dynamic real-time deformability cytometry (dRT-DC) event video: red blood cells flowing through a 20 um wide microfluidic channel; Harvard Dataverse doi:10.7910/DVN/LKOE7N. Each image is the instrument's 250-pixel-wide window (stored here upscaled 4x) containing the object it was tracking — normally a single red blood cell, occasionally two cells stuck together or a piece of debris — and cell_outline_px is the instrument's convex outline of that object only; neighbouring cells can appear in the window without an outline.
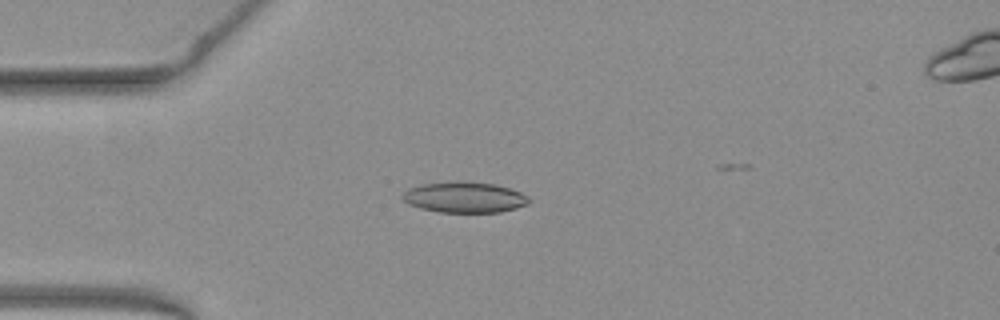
{"species": "common noctule bat (a hibernating species)", "species_latin": "Nyctalus noctula", "temperature_condition": "warm", "stored_images_in_passage": 43, "camera_frame_rate_fps": 3000, "um_per_image_px": 0.085, "animal": {"sex": "female", "body_mass_g": 19.3, "forearm_length_mm": 54.1}, "frame": {"image": 1, "passage_image": 11, "time_ms": 3.333, "image_size_px": [1000, 320], "cell_outline_px": [[532, 200], [528, 204], [516, 208], [500, 212], [440, 212], [420, 208], [408, 204], [400, 196], [408, 188], [424, 184], [492, 184], [508, 188], [520, 192], [528, 196]], "centroid_in_image_um": [39.5, 16.82], "position_along_channel_um": 45.5, "area_um2": 21.73}}
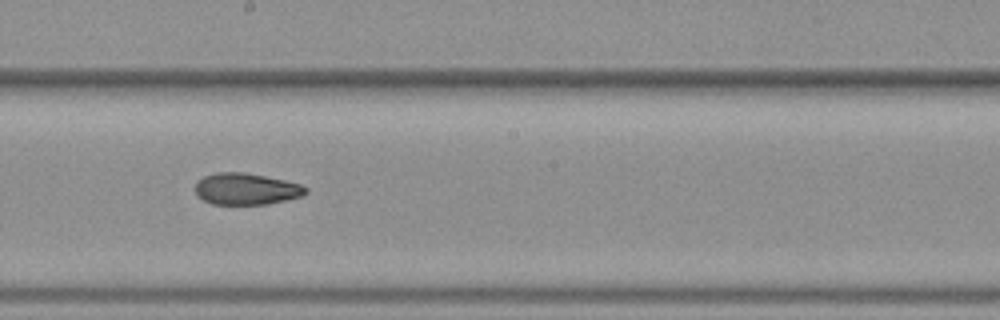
{"frame": {"image": 2, "passage_image": 26, "time_ms": 8.333, "image_size_px": [1000, 320], "cell_outline_px": [[308, 192], [300, 196], [268, 204], [212, 204], [196, 196], [196, 184], [204, 176], [216, 172], [244, 172], [284, 180], [300, 184], [308, 188]], "centroid_in_image_um": [20.91, 16.06], "position_along_channel_um": 227.3, "area_um2": 20.17}}
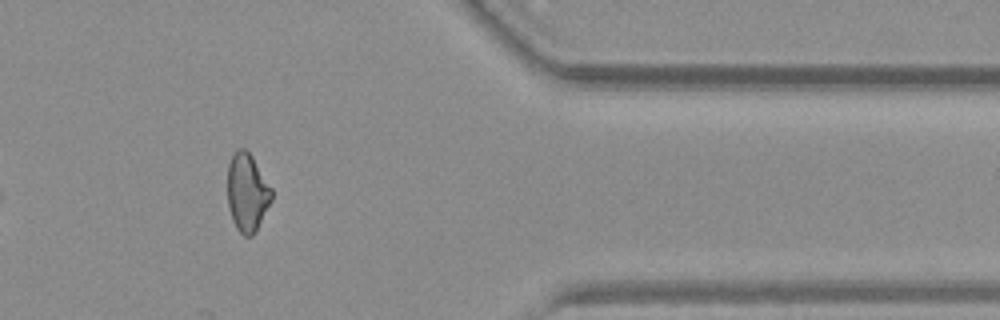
{"frame": {"image": 3, "passage_image": 40, "time_ms": 13.0, "image_size_px": [1000, 320], "cell_outline_px": [[272, 200], [252, 236], [244, 236], [236, 228], [232, 220], [228, 208], [228, 164], [232, 152], [236, 148], [244, 148], [252, 156], [272, 188]], "centroid_in_image_um": [20.99, 16.33], "position_along_channel_um": 390.4, "area_um2": 20.11}}